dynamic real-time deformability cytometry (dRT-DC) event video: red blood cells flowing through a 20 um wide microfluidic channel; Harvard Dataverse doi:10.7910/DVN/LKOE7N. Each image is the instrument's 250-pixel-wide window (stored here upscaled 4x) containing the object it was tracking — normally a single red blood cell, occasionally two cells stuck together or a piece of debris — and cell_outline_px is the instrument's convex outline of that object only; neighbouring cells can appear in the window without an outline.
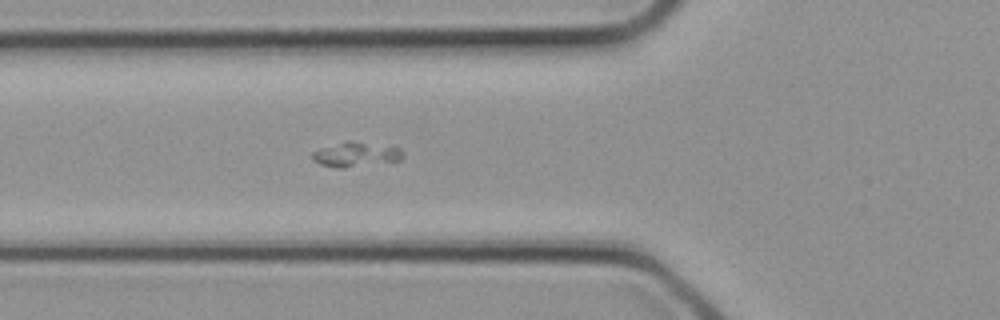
{"species": "common noctule bat (a hibernating species)", "species_latin": "Nyctalus noctula", "temperature_condition": "cold", "stored_images_in_passage": 24, "camera_frame_rate_fps": 3000, "um_per_image_px": 0.085, "animal": {"sex": "female", "body_mass_g": 21.9}, "frame": {"image": 1, "passage_image": 4, "time_ms": 1.0, "image_size_px": [1000, 320], "cell_outline_px": [[404, 156], [400, 160], [344, 168], [336, 168], [320, 164], [312, 160], [312, 152], [320, 148], [348, 140], [400, 148], [404, 152]], "centroid_in_image_um": [30.23, 13.13], "position_along_channel_um": 95.6, "area_um2": 12.95}}
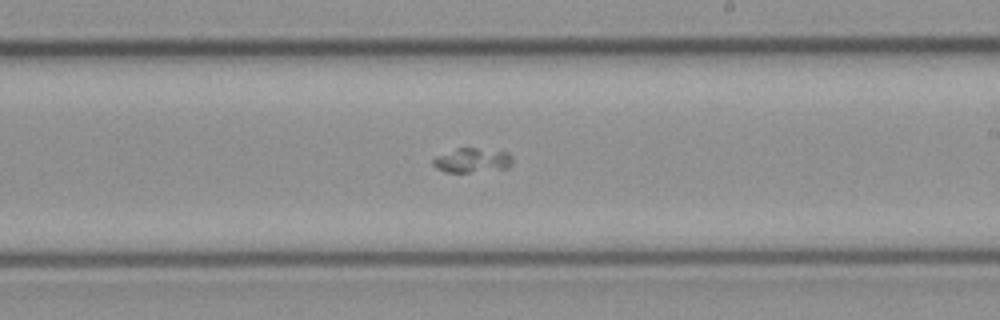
{"frame": {"image": 2, "passage_image": 11, "time_ms": 3.333, "image_size_px": [1000, 320], "cell_outline_px": [[512, 164], [508, 168], [468, 172], [444, 172], [436, 168], [432, 164], [432, 160], [436, 156], [456, 148], [476, 148], [508, 152], [512, 156]], "centroid_in_image_um": [40.12, 13.63], "position_along_channel_um": 248.9, "area_um2": 11.33}}
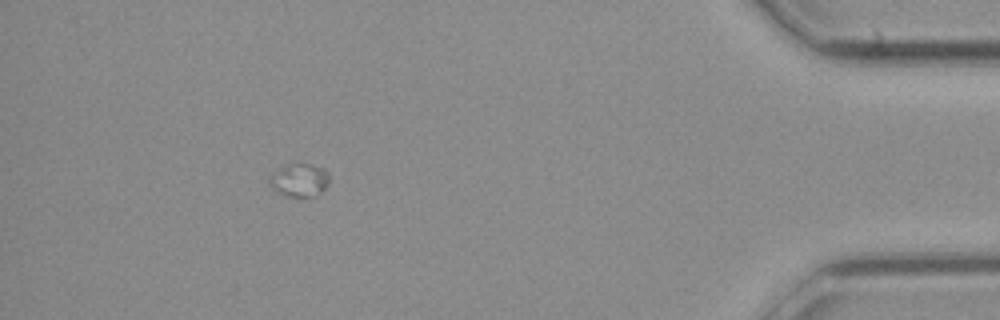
{"frame": {"image": 3, "passage_image": 21, "time_ms": 6.667, "image_size_px": [1000, 320], "cell_outline_px": [[328, 184], [320, 192], [312, 196], [288, 196], [272, 188], [268, 184], [268, 176], [292, 164], [308, 164], [324, 168], [328, 172]], "centroid_in_image_um": [25.46, 15.31], "position_along_channel_um": 409.7, "area_um2": 11.1}}